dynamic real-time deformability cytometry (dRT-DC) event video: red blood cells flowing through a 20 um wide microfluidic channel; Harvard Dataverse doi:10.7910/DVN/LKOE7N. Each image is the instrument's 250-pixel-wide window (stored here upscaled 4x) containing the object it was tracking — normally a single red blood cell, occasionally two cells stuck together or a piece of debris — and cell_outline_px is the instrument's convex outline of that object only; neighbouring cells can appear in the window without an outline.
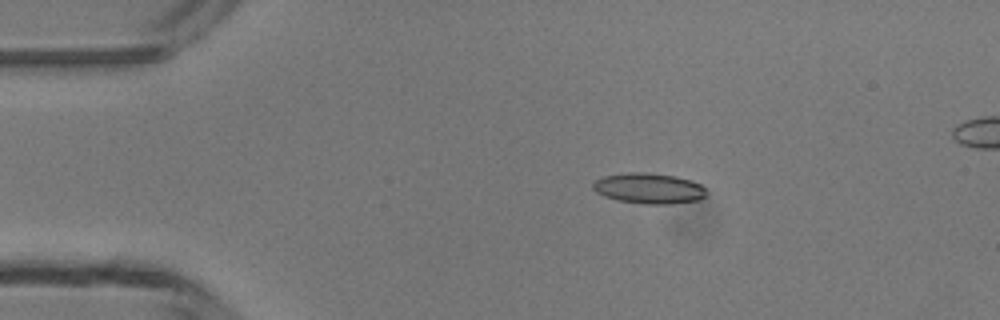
{"species": "common noctule bat (a hibernating species)", "species_latin": "Nyctalus noctula", "temperature_condition": "room temperature", "stored_images_in_passage": 5, "camera_frame_rate_fps": 3000, "um_per_image_px": 0.085, "animal": {"sex": "male", "body_mass_g": 13.3}, "frame": {"image": 1, "passage_image": 3, "time_ms": 2.333, "image_size_px": [1000, 320], "cell_outline_px": [[708, 192], [700, 200], [672, 204], [644, 204], [616, 200], [604, 196], [596, 192], [592, 188], [592, 184], [596, 180], [604, 176], [628, 172], [644, 172], [676, 176], [692, 180], [700, 184]], "centroid_in_image_um": [55.17, 16.01], "position_along_channel_um": 29.8, "area_um2": 20.4}}